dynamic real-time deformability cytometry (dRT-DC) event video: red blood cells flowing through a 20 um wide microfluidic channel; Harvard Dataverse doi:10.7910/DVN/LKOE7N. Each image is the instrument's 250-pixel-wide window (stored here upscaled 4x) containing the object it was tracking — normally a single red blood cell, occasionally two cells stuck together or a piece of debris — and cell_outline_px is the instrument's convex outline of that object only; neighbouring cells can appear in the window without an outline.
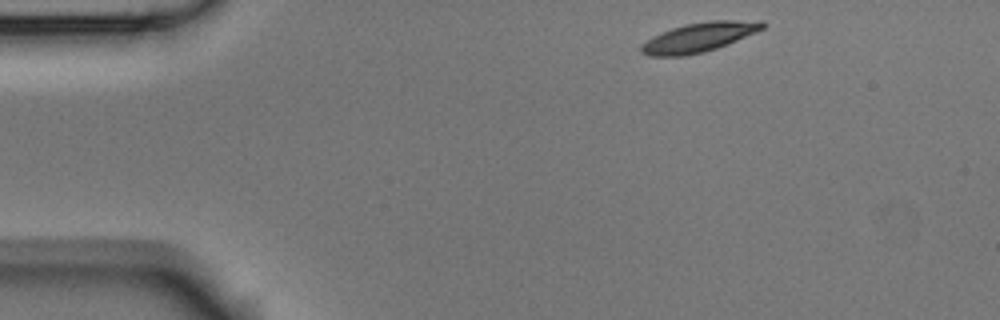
{"species": "Egyptian fruit bat (a non-hibernating species)", "species_latin": "Rousettus aegyptiacus", "temperature_condition": "room temperature", "stored_images_in_passage": 3, "camera_frame_rate_fps": 3000, "um_per_image_px": 0.085, "animal": {"sex": "male"}, "frame": {"image": 1, "passage_image": 1, "time_ms": 0.0, "image_size_px": [1000, 320], "cell_outline_px": [[764, 28], [756, 32], [716, 48], [704, 52], [684, 56], [648, 56], [640, 52], [640, 44], [652, 36], [672, 28], [684, 24], [712, 20], [760, 20], [764, 24]], "centroid_in_image_um": [59.37, 3.17], "position_along_channel_um": 25.6, "area_um2": 20.75}}